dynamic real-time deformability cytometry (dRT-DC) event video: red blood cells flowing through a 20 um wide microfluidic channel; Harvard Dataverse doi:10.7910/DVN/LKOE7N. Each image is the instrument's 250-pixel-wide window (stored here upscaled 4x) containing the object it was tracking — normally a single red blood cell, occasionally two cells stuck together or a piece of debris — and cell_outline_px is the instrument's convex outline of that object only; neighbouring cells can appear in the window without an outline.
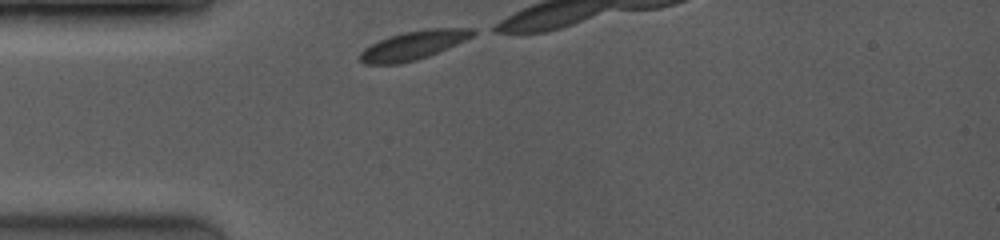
{"species": "common noctule bat (a hibernating species)", "species_latin": "Nyctalus noctula", "temperature_condition": "room temperature", "stored_images_in_passage": 6, "camera_frame_rate_fps": 3500, "um_per_image_px": 0.085, "animal": {"sex": "female", "body_mass_g": 19.0, "forearm_length_mm": 53.3}, "frame": {"image": 1, "passage_image": 1, "time_ms": 0.0, "image_size_px": [1000, 240], "cell_outline_px": [[480, 32], [456, 44], [428, 56], [416, 60], [400, 64], [364, 64], [360, 60], [360, 52], [364, 48], [388, 36], [404, 32], [428, 28], [476, 28]], "centroid_in_image_um": [35.16, 3.83], "position_along_channel_um": 49.8, "area_um2": 18.9}}